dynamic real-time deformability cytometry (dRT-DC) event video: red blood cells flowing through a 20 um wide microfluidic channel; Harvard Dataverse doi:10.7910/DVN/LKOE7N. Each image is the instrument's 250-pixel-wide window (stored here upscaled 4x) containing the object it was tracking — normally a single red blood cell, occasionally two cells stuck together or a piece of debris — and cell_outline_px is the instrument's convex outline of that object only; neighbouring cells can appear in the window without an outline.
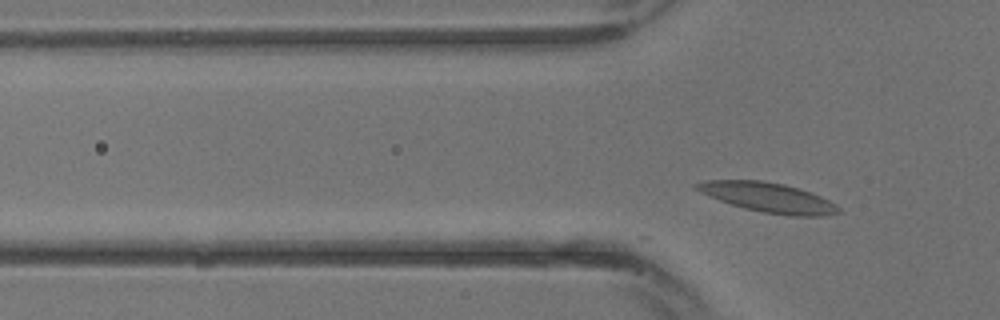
{"species": "common noctule bat (a hibernating species)", "species_latin": "Nyctalus noctula", "temperature_condition": "warm", "stored_images_in_passage": 5, "camera_frame_rate_fps": 3000, "um_per_image_px": 0.085, "animal": {"sex": "male", "body_mass_g": 13.3}, "frame": {"image": 1, "passage_image": 5, "time_ms": 1.333, "image_size_px": [1000, 320], "cell_outline_px": [[840, 212], [824, 216], [792, 216], [764, 212], [744, 208], [708, 196], [692, 188], [692, 184], [704, 180], [760, 180], [784, 184], [820, 196], [836, 204], [840, 208]], "centroid_in_image_um": [65.25, 16.78], "position_along_channel_um": 60.6, "area_um2": 24.39}}